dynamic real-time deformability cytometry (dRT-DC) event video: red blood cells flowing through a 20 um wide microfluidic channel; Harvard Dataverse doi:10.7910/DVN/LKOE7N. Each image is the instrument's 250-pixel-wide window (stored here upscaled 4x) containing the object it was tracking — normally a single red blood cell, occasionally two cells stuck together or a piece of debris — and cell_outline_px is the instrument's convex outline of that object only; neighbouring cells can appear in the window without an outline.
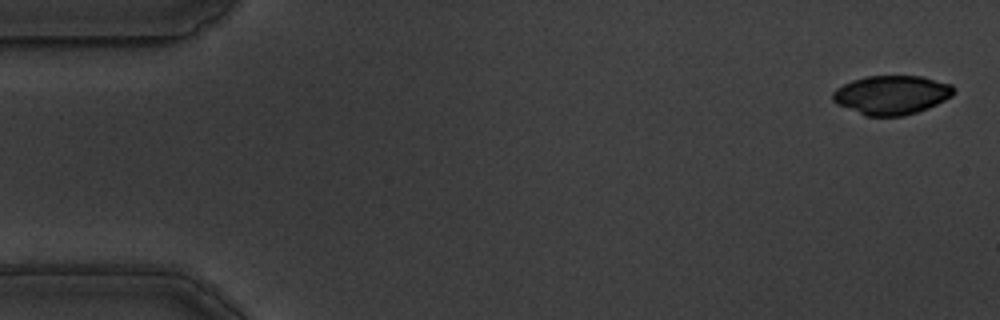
{"species": "common noctule bat (a hibernating species)", "species_latin": "Nyctalus noctula", "temperature_condition": "warm", "stored_images_in_passage": 13, "camera_frame_rate_fps": 3000, "um_per_image_px": 0.085, "animal": {"sex": "male", "body_mass_g": 19.5, "forearm_length_mm": 54.6}, "frame": {"image": 1, "passage_image": 2, "time_ms": 0.333, "image_size_px": [1000, 320], "cell_outline_px": [[956, 92], [952, 96], [928, 108], [904, 116], [864, 116], [836, 104], [832, 100], [832, 92], [836, 88], [852, 80], [864, 76], [920, 76], [952, 84], [956, 88]], "centroid_in_image_um": [75.77, 8.07], "position_along_channel_um": 9.2, "area_um2": 27.74}}